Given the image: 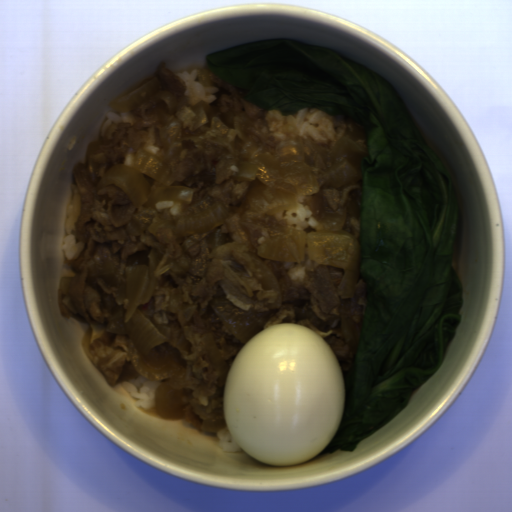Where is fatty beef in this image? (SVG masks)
<instances>
[{
    "label": "fatty beef",
    "instance_id": "obj_1",
    "mask_svg": "<svg viewBox=\"0 0 512 512\" xmlns=\"http://www.w3.org/2000/svg\"><path fill=\"white\" fill-rule=\"evenodd\" d=\"M288 209L272 216L266 213L231 214L215 229L228 234L230 240L210 248V234L188 249L165 229L157 238L169 253L170 270L161 278L144 304L149 321L183 331L191 343L189 353L182 354L184 376L197 380L189 404L183 406V418L198 433L218 432L227 428L219 374L214 368L203 334L210 332L222 360L230 368L244 346L226 327L210 305L223 295L242 310L264 313L275 307L276 290L262 286L249 251L270 241V234L288 232Z\"/></svg>",
    "mask_w": 512,
    "mask_h": 512
},
{
    "label": "fatty beef",
    "instance_id": "obj_2",
    "mask_svg": "<svg viewBox=\"0 0 512 512\" xmlns=\"http://www.w3.org/2000/svg\"><path fill=\"white\" fill-rule=\"evenodd\" d=\"M74 184H70L71 203L68 228L75 244L84 242L85 248L75 260L63 264L74 270V276H62L57 285L58 309L61 316L72 317L87 325L81 344L109 385L127 382L139 376L131 356L129 338L123 333L105 330L116 306L114 294L118 288L103 278H89L88 268L102 258H110L115 269L125 277V265L138 251L149 252L141 235L127 232L125 225L132 213L145 209L134 207L131 199L116 185L97 191L87 163L75 161L72 167Z\"/></svg>",
    "mask_w": 512,
    "mask_h": 512
},
{
    "label": "fatty beef",
    "instance_id": "obj_3",
    "mask_svg": "<svg viewBox=\"0 0 512 512\" xmlns=\"http://www.w3.org/2000/svg\"><path fill=\"white\" fill-rule=\"evenodd\" d=\"M260 257V256H259ZM272 270L282 293L281 306L263 328L273 323L291 322L318 333L333 349L343 371L354 366L356 349L345 344L343 318L363 324L367 306V281L358 278L353 298H339L338 289L345 269L324 266L307 257L301 262H273L260 257Z\"/></svg>",
    "mask_w": 512,
    "mask_h": 512
},
{
    "label": "fatty beef",
    "instance_id": "obj_4",
    "mask_svg": "<svg viewBox=\"0 0 512 512\" xmlns=\"http://www.w3.org/2000/svg\"><path fill=\"white\" fill-rule=\"evenodd\" d=\"M157 105L169 112V106L162 98H151L127 111L135 117V123L116 124L113 121L104 137L98 138L100 146L92 158L98 164L97 179L103 177L108 167L123 164L128 148L132 151L143 149L155 156L162 151L155 146L165 125L163 118L153 110Z\"/></svg>",
    "mask_w": 512,
    "mask_h": 512
},
{
    "label": "fatty beef",
    "instance_id": "obj_5",
    "mask_svg": "<svg viewBox=\"0 0 512 512\" xmlns=\"http://www.w3.org/2000/svg\"><path fill=\"white\" fill-rule=\"evenodd\" d=\"M196 69L200 71L194 79L196 82L205 87L219 88V92L211 94L216 96V100L209 104L216 114L245 112L250 121L254 123L258 119H263L266 122L269 111L243 98L249 90L230 84L208 67H198Z\"/></svg>",
    "mask_w": 512,
    "mask_h": 512
},
{
    "label": "fatty beef",
    "instance_id": "obj_6",
    "mask_svg": "<svg viewBox=\"0 0 512 512\" xmlns=\"http://www.w3.org/2000/svg\"><path fill=\"white\" fill-rule=\"evenodd\" d=\"M154 78L158 79V91H168L174 99L183 97L188 88L184 79L170 69H167L163 61L157 69Z\"/></svg>",
    "mask_w": 512,
    "mask_h": 512
},
{
    "label": "fatty beef",
    "instance_id": "obj_7",
    "mask_svg": "<svg viewBox=\"0 0 512 512\" xmlns=\"http://www.w3.org/2000/svg\"><path fill=\"white\" fill-rule=\"evenodd\" d=\"M346 132L344 137H349L368 152V136L366 127L353 119H346Z\"/></svg>",
    "mask_w": 512,
    "mask_h": 512
},
{
    "label": "fatty beef",
    "instance_id": "obj_8",
    "mask_svg": "<svg viewBox=\"0 0 512 512\" xmlns=\"http://www.w3.org/2000/svg\"><path fill=\"white\" fill-rule=\"evenodd\" d=\"M244 131L246 132L247 135L253 136L259 142L260 146H262L266 150L271 151L272 149L275 148L276 145H280L274 137H271L270 135L262 132L257 127L245 125Z\"/></svg>",
    "mask_w": 512,
    "mask_h": 512
},
{
    "label": "fatty beef",
    "instance_id": "obj_9",
    "mask_svg": "<svg viewBox=\"0 0 512 512\" xmlns=\"http://www.w3.org/2000/svg\"><path fill=\"white\" fill-rule=\"evenodd\" d=\"M342 229L357 240L361 236L360 219L349 216L346 226Z\"/></svg>",
    "mask_w": 512,
    "mask_h": 512
}]
</instances>
